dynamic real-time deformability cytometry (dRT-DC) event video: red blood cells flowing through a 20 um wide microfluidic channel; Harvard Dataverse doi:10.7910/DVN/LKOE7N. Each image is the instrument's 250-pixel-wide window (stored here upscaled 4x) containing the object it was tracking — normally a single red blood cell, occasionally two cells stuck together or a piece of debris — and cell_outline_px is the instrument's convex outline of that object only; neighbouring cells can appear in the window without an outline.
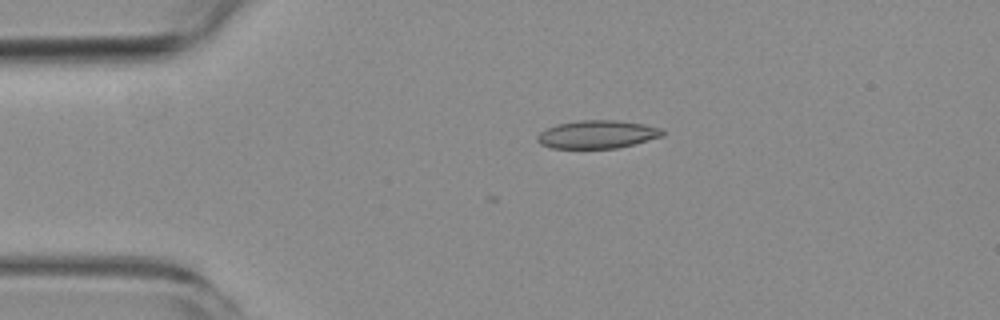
{"species": "common noctule bat (a hibernating species)", "species_latin": "Nyctalus noctula", "temperature_condition": "room temperature", "stored_images_in_passage": 8, "camera_frame_rate_fps": 3000, "um_per_image_px": 0.085, "animal": {"sex": "female", "body_mass_g": 19.3, "forearm_length_mm": 54.1}, "frame": {"image": 1, "passage_image": 8, "time_ms": 2.333, "image_size_px": [1000, 320], "cell_outline_px": [[664, 136], [616, 148], [552, 148], [540, 144], [536, 140], [536, 136], [540, 132], [556, 124], [580, 120], [616, 120], [644, 124], [660, 128], [664, 132]], "centroid_in_image_um": [50.75, 11.42], "position_along_channel_um": 34.3, "area_um2": 20.4}}